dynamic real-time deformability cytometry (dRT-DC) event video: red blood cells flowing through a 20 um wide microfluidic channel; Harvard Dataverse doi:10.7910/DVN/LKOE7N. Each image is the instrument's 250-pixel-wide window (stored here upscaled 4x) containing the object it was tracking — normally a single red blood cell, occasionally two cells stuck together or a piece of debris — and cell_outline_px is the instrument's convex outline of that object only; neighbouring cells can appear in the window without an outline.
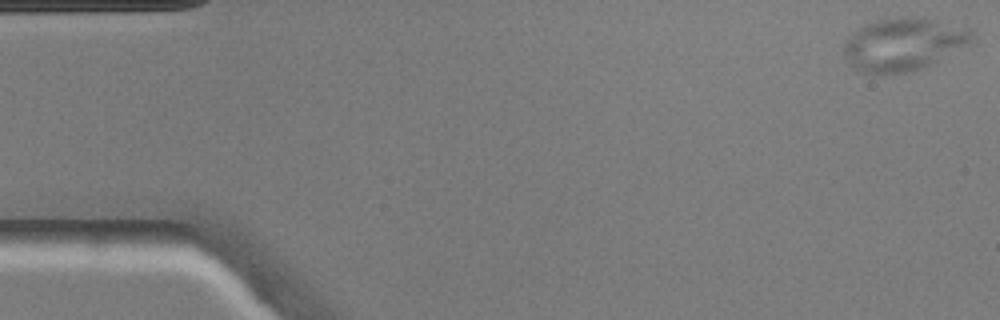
{"species": "common noctule bat (a hibernating species)", "species_latin": "Nyctalus noctula", "temperature_condition": "warm", "stored_images_in_passage": 49, "camera_frame_rate_fps": 3000, "um_per_image_px": 0.085, "animal": {"sex": "male", "body_mass_g": 20.5, "forearm_length_mm": 52.5}, "frame": {"image": 1, "passage_image": 1, "time_ms": 0.0, "image_size_px": [1000, 320], "cell_outline_px": [[972, 44], [920, 68], [908, 72], [884, 76], [860, 72], [844, 56], [844, 44], [852, 32], [864, 24], [876, 20], [904, 16], [920, 16], [968, 28], [972, 32]], "centroid_in_image_um": [76.77, 3.76], "position_along_channel_um": 8.2, "area_um2": 39.65}}
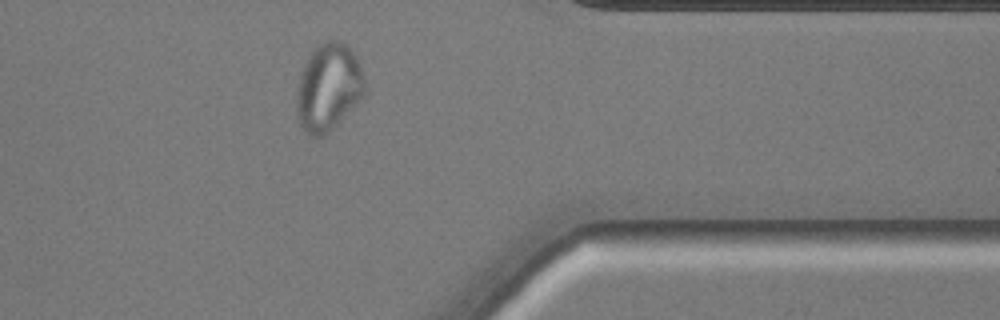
{"frame": {"image": 2, "passage_image": 39, "time_ms": 12.667, "image_size_px": [1000, 320], "cell_outline_px": [[368, 88], [364, 96], [332, 128], [320, 136], [308, 136], [300, 124], [296, 108], [296, 92], [300, 72], [308, 56], [324, 40], [340, 40], [352, 52], [368, 84]], "centroid_in_image_um": [27.91, 7.41], "position_along_channel_um": 383.5, "area_um2": 34.56}}
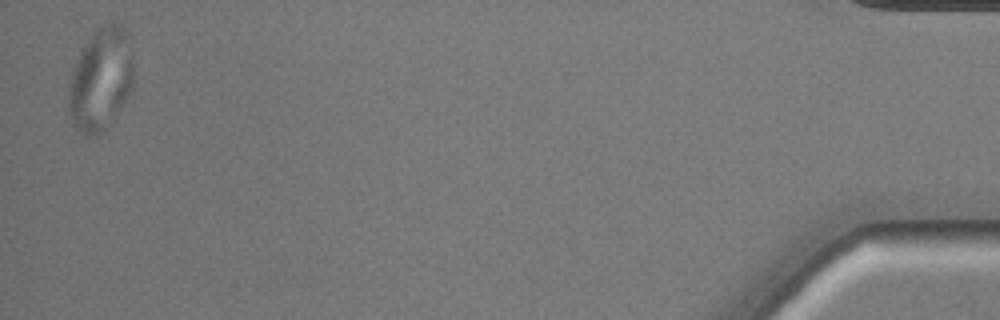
{"frame": {"image": 3, "passage_image": 48, "time_ms": 15.667, "image_size_px": [1000, 320], "cell_outline_px": [[132, 88], [128, 96], [112, 120], [96, 136], [80, 136], [72, 124], [68, 112], [68, 92], [72, 72], [84, 48], [92, 36], [104, 24], [112, 20], [120, 24], [128, 32], [132, 56]], "centroid_in_image_um": [8.56, 6.79], "position_along_channel_um": 426.6, "area_um2": 38.55}}